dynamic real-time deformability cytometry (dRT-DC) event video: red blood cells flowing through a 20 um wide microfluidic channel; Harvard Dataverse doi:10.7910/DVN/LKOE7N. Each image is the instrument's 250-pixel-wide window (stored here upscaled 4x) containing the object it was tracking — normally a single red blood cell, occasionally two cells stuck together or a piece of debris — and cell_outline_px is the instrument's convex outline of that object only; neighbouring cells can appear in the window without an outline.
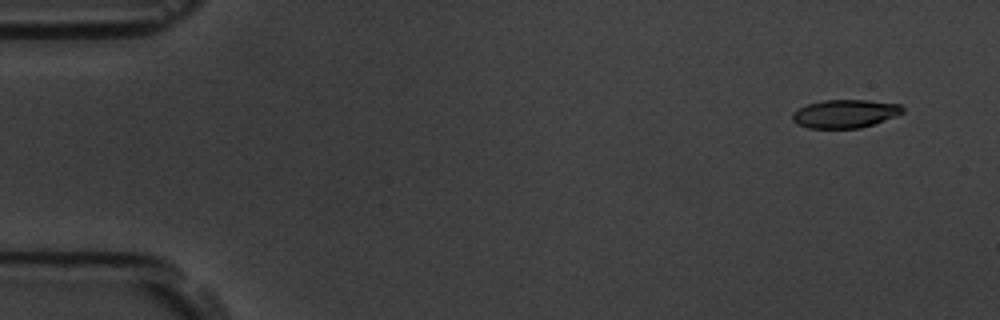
{"species": "common noctule bat (a hibernating species)", "species_latin": "Nyctalus noctula", "temperature_condition": "room temperature", "stored_images_in_passage": 5, "camera_frame_rate_fps": 3000, "um_per_image_px": 0.085, "animal": {"sex": "male", "body_mass_g": 19.5, "forearm_length_mm": 54.6}, "frame": {"image": 1, "passage_image": 1, "time_ms": 0.0, "image_size_px": [1000, 320], "cell_outline_px": [[904, 112], [896, 116], [860, 128], [808, 128], [792, 120], [792, 112], [808, 104], [824, 100], [868, 100], [900, 104], [904, 108]], "centroid_in_image_um": [71.84, 9.66], "position_along_channel_um": 13.2, "area_um2": 18.03}}
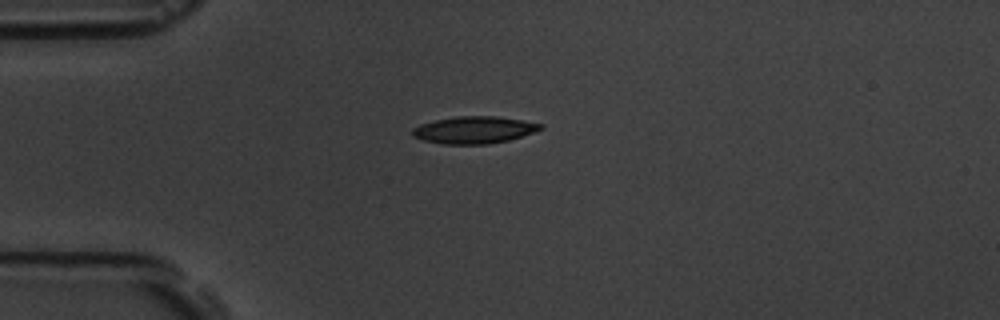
{"frame": {"image": 2, "passage_image": 4, "time_ms": 3.667, "image_size_px": [1000, 320], "cell_outline_px": [[544, 128], [508, 140], [488, 144], [444, 144], [424, 140], [412, 136], [412, 128], [420, 124], [436, 120], [456, 116], [496, 116], [544, 124]], "centroid_in_image_um": [40.28, 11.04], "position_along_channel_um": 44.7, "area_um2": 20.06}}